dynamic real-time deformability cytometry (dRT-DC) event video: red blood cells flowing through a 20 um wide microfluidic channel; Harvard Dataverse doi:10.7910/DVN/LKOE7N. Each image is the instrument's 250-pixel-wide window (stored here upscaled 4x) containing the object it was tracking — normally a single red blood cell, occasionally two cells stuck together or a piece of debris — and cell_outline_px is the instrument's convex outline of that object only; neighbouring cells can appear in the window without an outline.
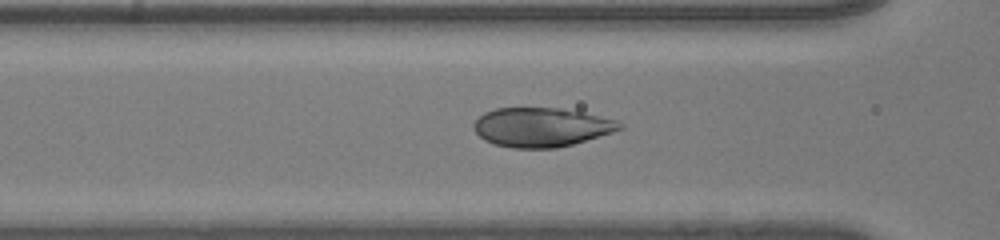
{"species": "human", "species_latin": "Homo sapiens", "temperature_condition": "room temperature", "stored_images_in_passage": 50, "camera_frame_rate_fps": 3000, "um_per_image_px": 0.085, "donor": {"sex": "male"}, "frame": {"image": 1, "passage_image": 27, "time_ms": 8.667, "image_size_px": [1000, 240], "cell_outline_px": [[624, 128], [612, 132], [572, 144], [556, 148], [512, 148], [496, 144], [484, 140], [472, 128], [472, 124], [484, 112], [496, 108], [560, 108], [584, 112], [616, 120], [624, 124]], "centroid_in_image_um": [46.01, 10.8], "position_along_channel_um": 120.6, "area_um2": 33.23}}
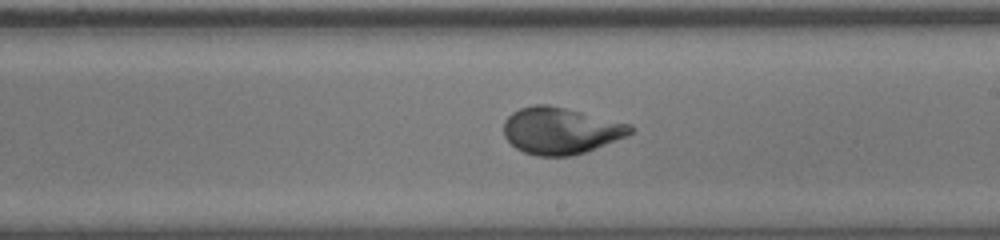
{"frame": {"image": 2, "passage_image": 36, "time_ms": 11.667, "image_size_px": [1000, 240], "cell_outline_px": [[636, 128], [632, 132], [624, 136], [584, 152], [572, 156], [536, 156], [524, 152], [516, 148], [504, 136], [504, 120], [512, 112], [520, 108], [532, 104], [548, 104], [632, 124]], "centroid_in_image_um": [47.62, 11.1], "position_along_channel_um": 241.4, "area_um2": 34.28}}
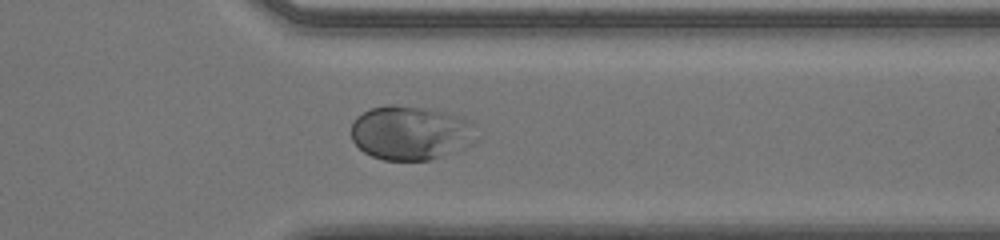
{"frame": {"image": 3, "passage_image": 46, "time_ms": 15.0, "image_size_px": [1000, 240], "cell_outline_px": [[480, 136], [472, 144], [464, 148], [428, 160], [384, 160], [372, 156], [364, 152], [352, 140], [352, 124], [356, 116], [372, 108], [388, 104], [392, 104], [420, 108], [444, 112], [464, 116], [476, 124]], "centroid_in_image_um": [34.98, 11.29], "position_along_channel_um": 376.4, "area_um2": 39.88}}